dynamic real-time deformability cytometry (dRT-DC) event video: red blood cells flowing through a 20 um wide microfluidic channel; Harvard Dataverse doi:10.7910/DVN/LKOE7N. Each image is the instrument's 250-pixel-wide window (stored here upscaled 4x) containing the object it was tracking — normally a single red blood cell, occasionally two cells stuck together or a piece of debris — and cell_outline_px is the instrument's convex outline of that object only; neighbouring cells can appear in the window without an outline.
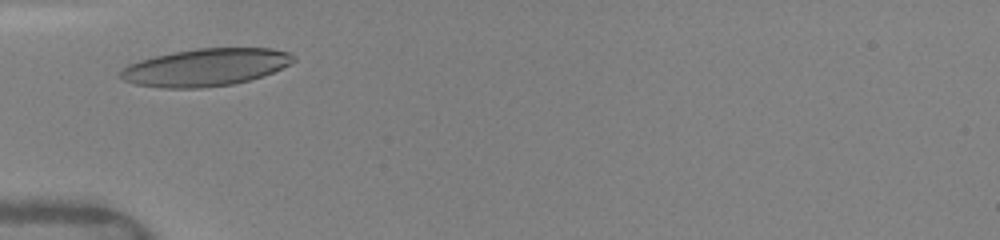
{"species": "human", "species_latin": "Homo sapiens", "temperature_condition": "warm", "stored_images_in_passage": 45, "camera_frame_rate_fps": 3000, "um_per_image_px": 0.085, "donor": {"sex": "female"}, "frame": {"image": 1, "passage_image": 1, "time_ms": 0.0, "image_size_px": [1000, 240], "cell_outline_px": [[296, 60], [264, 76], [232, 84], [200, 88], [164, 88], [136, 84], [124, 80], [120, 76], [120, 72], [128, 64], [140, 60], [156, 56], [196, 48], [272, 48], [292, 52], [296, 56]], "centroid_in_image_um": [17.52, 5.71], "position_along_channel_um": 67.5, "area_um2": 37.57}}
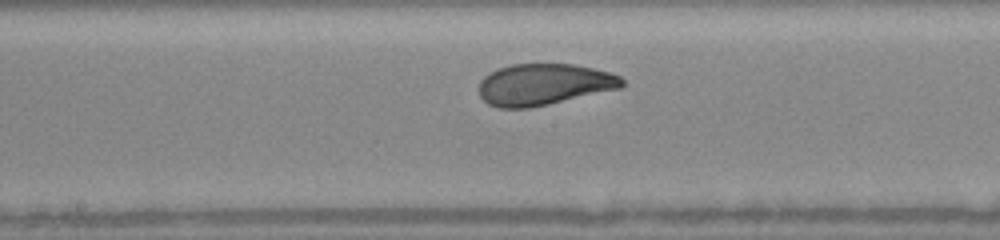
{"frame": {"image": 2, "passage_image": 19, "time_ms": 3.333, "image_size_px": [1000, 240], "cell_outline_px": [[624, 84], [620, 88], [548, 104], [528, 108], [500, 108], [488, 104], [480, 96], [480, 80], [484, 76], [500, 68], [512, 64], [576, 64], [608, 72], [620, 76], [624, 80]], "centroid_in_image_um": [46.23, 7.17], "position_along_channel_um": 202.0, "area_um2": 34.28}}
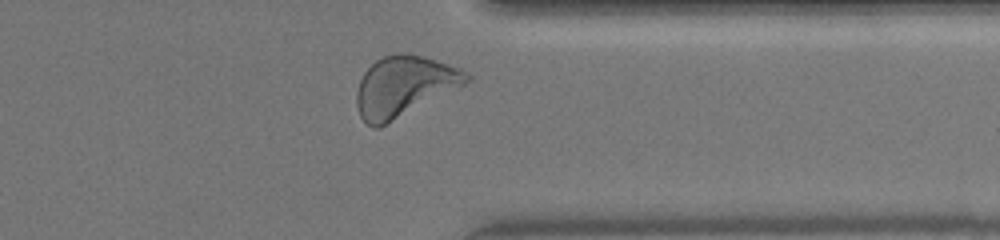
{"frame": {"image": 3, "passage_image": 44, "time_ms": 7.667, "image_size_px": [1000, 240], "cell_outline_px": [[472, 76], [464, 84], [376, 128], [372, 128], [360, 116], [356, 104], [356, 92], [360, 80], [364, 72], [376, 60], [384, 56], [396, 52], [400, 52], [420, 56], [436, 60], [460, 68], [468, 72]], "centroid_in_image_um": [34.3, 7.3], "position_along_channel_um": 377.1, "area_um2": 37.74}, "authors_computed_cell_mechanics": {"area_um2": 35.258, "velocity_mm_per_s": 4.0743, "shape_relaxation_time_tau1_ms": 2.2106, "shape_relaxation_time_tau2_ms": 0.9327, "deformation_change_tau1": 0.137, "deformation_change_tau2": 0.0722}}